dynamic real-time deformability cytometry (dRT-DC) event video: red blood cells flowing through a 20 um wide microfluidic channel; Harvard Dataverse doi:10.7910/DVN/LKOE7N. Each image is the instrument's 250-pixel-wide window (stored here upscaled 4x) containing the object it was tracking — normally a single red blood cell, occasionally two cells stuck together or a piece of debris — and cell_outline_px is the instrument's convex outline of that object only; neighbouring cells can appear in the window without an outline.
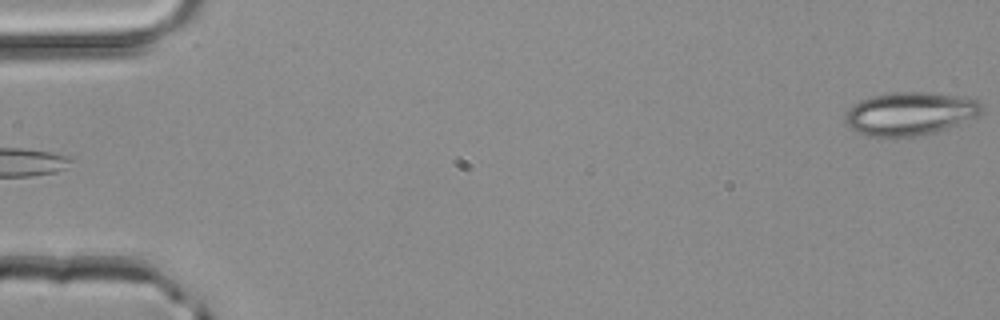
{"species": "common noctule bat (a hibernating species)", "species_latin": "Nyctalus noctula", "temperature_condition": "room temperature", "stored_images_in_passage": 3, "camera_frame_rate_fps": 3000, "um_per_image_px": 0.085, "animal": {"sex": "male", "body_mass_g": 20.4}, "frame": {"image": 1, "passage_image": 3, "time_ms": 0.667, "image_size_px": [1000, 320], "cell_outline_px": [[984, 108], [980, 116], [936, 132], [916, 136], [868, 136], [856, 132], [844, 120], [844, 116], [860, 100], [872, 96], [888, 92], [932, 92], [956, 96], [976, 100]], "centroid_in_image_um": [77.38, 9.65], "position_along_channel_um": 7.6, "area_um2": 34.16}}